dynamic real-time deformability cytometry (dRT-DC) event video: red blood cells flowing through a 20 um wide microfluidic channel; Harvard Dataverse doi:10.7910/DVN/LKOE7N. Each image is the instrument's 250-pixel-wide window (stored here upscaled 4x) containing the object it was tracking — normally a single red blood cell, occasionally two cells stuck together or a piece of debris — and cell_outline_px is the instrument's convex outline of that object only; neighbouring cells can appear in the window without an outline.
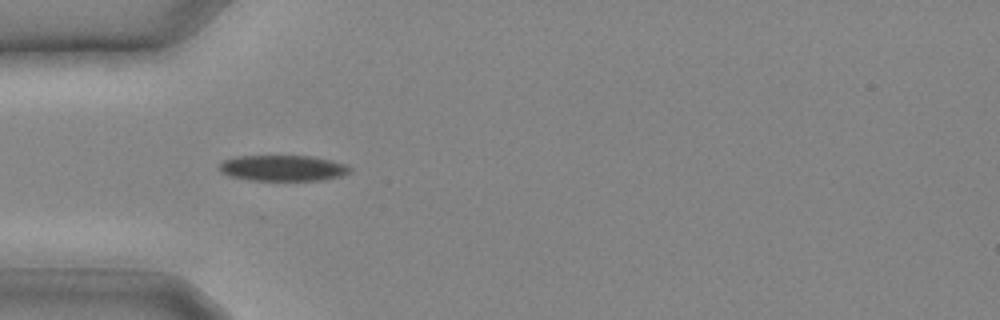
{"species": "common noctule bat (a hibernating species)", "species_latin": "Nyctalus noctula", "temperature_condition": "cold", "stored_images_in_passage": 13, "camera_frame_rate_fps": 3000, "um_per_image_px": 0.085, "animal": {"sex": "male", "body_mass_g": 20.4}, "frame": {"image": 1, "passage_image": 8, "time_ms": 2.333, "image_size_px": [1000, 320], "cell_outline_px": [[352, 172], [344, 176], [324, 180], [248, 180], [228, 176], [220, 172], [220, 164], [224, 160], [236, 156], [312, 156], [332, 160], [348, 164], [352, 168]], "centroid_in_image_um": [24.11, 14.29], "position_along_channel_um": 60.9, "area_um2": 20.0}}
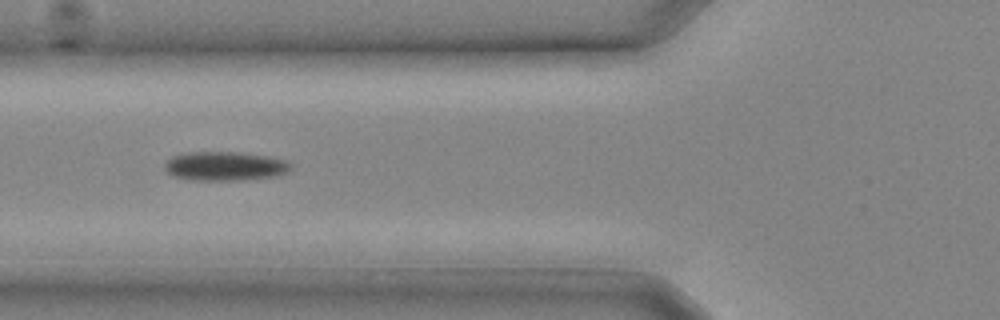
{"frame": {"image": 2, "passage_image": 10, "time_ms": 3.0, "image_size_px": [1000, 320], "cell_outline_px": [[292, 168], [288, 172], [276, 176], [240, 180], [192, 180], [172, 176], [164, 168], [164, 164], [172, 156], [188, 152], [236, 152], [268, 156], [288, 160], [292, 164]], "centroid_in_image_um": [19.15, 14.12], "position_along_channel_um": 106.7, "area_um2": 21.5}}
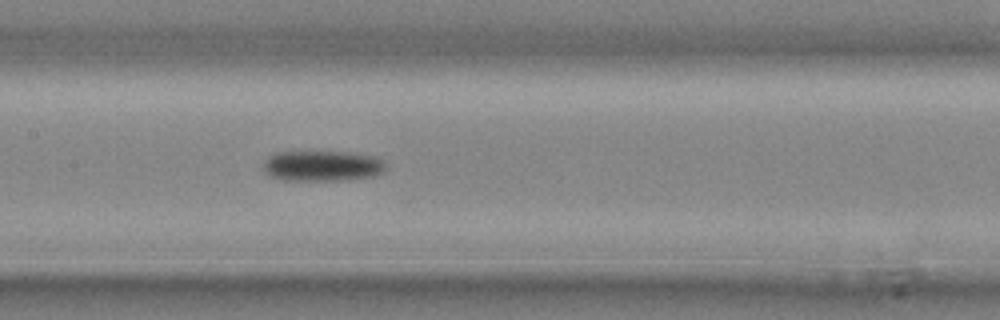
{"frame": {"image": 3, "passage_image": 13, "time_ms": 4.0, "image_size_px": [1000, 320], "cell_outline_px": [[384, 172], [372, 176], [348, 180], [284, 180], [268, 176], [264, 172], [264, 160], [268, 156], [276, 152], [352, 152], [376, 156], [384, 160]], "centroid_in_image_um": [27.39, 14.1], "position_along_channel_um": 180.0, "area_um2": 22.02}}